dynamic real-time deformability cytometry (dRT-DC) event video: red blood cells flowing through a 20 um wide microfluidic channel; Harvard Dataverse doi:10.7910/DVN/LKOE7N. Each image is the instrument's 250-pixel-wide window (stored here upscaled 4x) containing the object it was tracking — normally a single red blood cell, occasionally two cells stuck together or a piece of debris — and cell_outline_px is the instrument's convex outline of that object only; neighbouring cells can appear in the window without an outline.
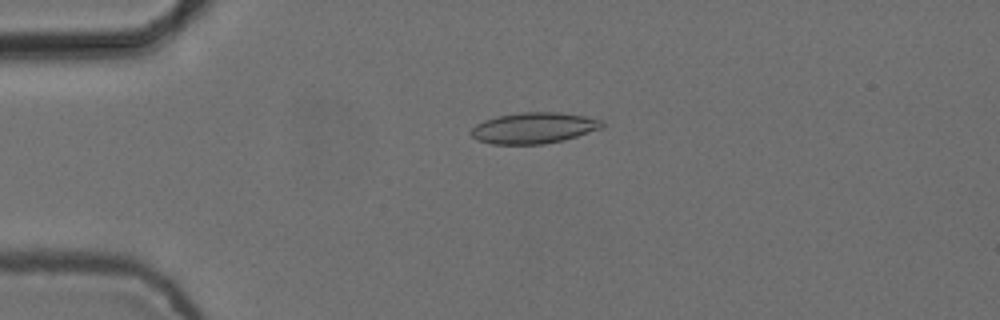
{"species": "common noctule bat (a hibernating species)", "species_latin": "Nyctalus noctula", "temperature_condition": "cold", "stored_images_in_passage": 5, "camera_frame_rate_fps": 3000, "um_per_image_px": 0.085, "animal": {"sex": "female", "body_mass_g": 24.6, "forearm_length_mm": 56.2}, "frame": {"image": 1, "passage_image": 5, "time_ms": 1.333, "image_size_px": [1000, 320], "cell_outline_px": [[604, 128], [564, 140], [544, 144], [492, 144], [476, 140], [468, 132], [476, 124], [484, 120], [496, 116], [520, 112], [556, 112], [584, 116], [604, 120]], "centroid_in_image_um": [45.37, 10.88], "position_along_channel_um": 39.6, "area_um2": 23.93}}